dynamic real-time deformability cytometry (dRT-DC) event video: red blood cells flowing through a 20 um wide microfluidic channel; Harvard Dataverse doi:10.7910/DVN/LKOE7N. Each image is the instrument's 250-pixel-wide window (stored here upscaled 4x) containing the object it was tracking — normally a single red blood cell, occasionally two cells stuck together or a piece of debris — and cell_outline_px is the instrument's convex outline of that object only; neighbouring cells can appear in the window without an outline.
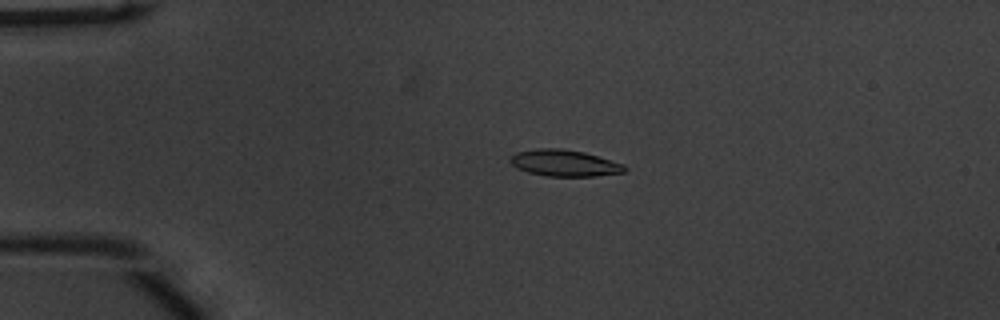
{"species": "common noctule bat (a hibernating species)", "species_latin": "Nyctalus noctula", "temperature_condition": "warm", "stored_images_in_passage": 54, "camera_frame_rate_fps": 3000, "um_per_image_px": 0.085, "animal": {"sex": "male", "body_mass_g": 20.1, "forearm_length_mm": 53.5}, "frame": {"image": 1, "passage_image": 13, "time_ms": 4.0, "image_size_px": [1000, 320], "cell_outline_px": [[628, 168], [624, 172], [596, 176], [548, 176], [528, 172], [516, 168], [508, 160], [508, 156], [516, 152], [536, 148], [560, 148], [584, 152], [624, 164]], "centroid_in_image_um": [47.94, 13.85], "position_along_channel_um": 37.1, "area_um2": 17.8}}
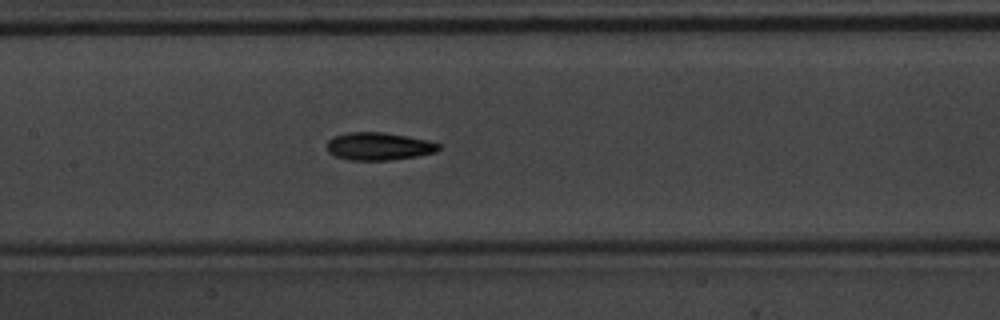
{"frame": {"image": 2, "passage_image": 27, "time_ms": 8.667, "image_size_px": [1000, 320], "cell_outline_px": [[440, 148], [436, 152], [416, 156], [388, 160], [348, 160], [336, 156], [328, 152], [328, 140], [332, 136], [348, 132], [384, 132], [428, 140], [440, 144]], "centroid_in_image_um": [32.18, 12.43], "position_along_channel_um": 175.2, "area_um2": 18.03}}
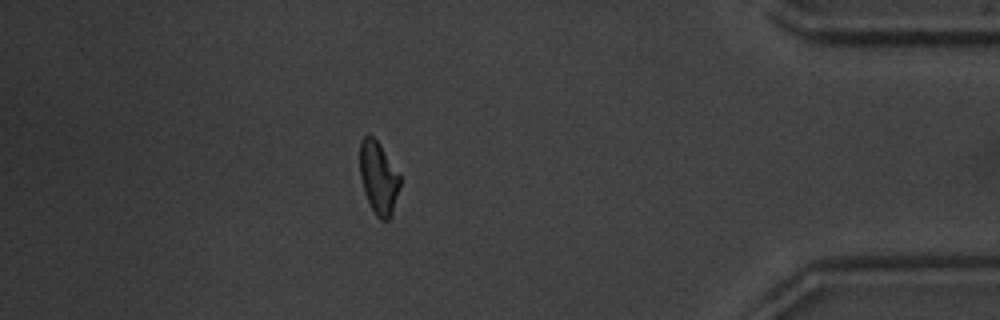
{"frame": {"image": 3, "passage_image": 48, "time_ms": 15.667, "image_size_px": [1000, 320], "cell_outline_px": [[400, 188], [392, 212], [388, 220], [380, 220], [376, 216], [364, 192], [360, 176], [360, 140], [368, 132], [380, 144], [400, 176]], "centroid_in_image_um": [32.16, 15.09], "position_along_channel_um": 403.0, "area_um2": 16.88}, "authors_computed_cell_mechanics": {"area_um2": 17.2533, "velocity_mm_per_s": 3.8167, "shape_relaxation_time_tau1_ms": 4.0497, "shape_relaxation_time_tau2_ms": 3.5727, "deformation_change_tau1": 0.1512, "deformation_change_tau2": 0.1148}}